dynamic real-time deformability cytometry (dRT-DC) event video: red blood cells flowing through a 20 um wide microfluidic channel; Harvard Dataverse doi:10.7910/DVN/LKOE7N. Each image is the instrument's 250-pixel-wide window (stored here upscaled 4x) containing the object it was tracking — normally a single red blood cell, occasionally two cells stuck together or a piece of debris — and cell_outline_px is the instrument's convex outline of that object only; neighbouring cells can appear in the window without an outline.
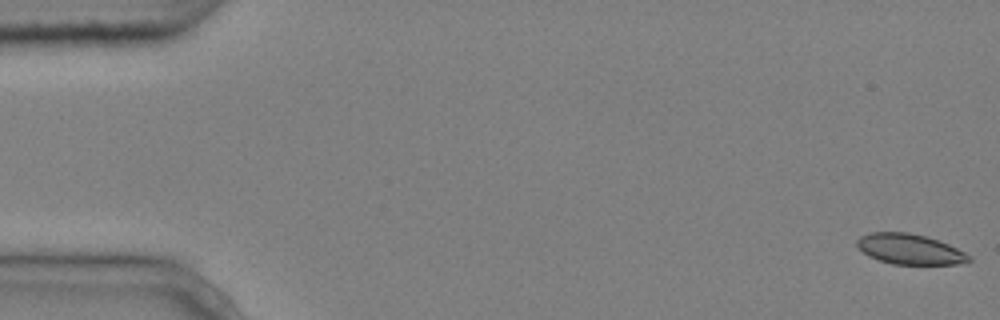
{"species": "common noctule bat (a hibernating species)", "species_latin": "Nyctalus noctula", "temperature_condition": "cold", "stored_images_in_passage": 9, "camera_frame_rate_fps": 3000, "um_per_image_px": 0.085, "animal": {"sex": "male", "body_mass_g": 20.4}, "frame": {"image": 1, "passage_image": 1, "time_ms": 0.0, "image_size_px": [1000, 320], "cell_outline_px": [[972, 260], [956, 264], [892, 264], [868, 256], [856, 244], [856, 240], [860, 236], [868, 232], [908, 232], [924, 236], [948, 244], [972, 256]], "centroid_in_image_um": [77.31, 21.17], "position_along_channel_um": 7.7, "area_um2": 19.65}}
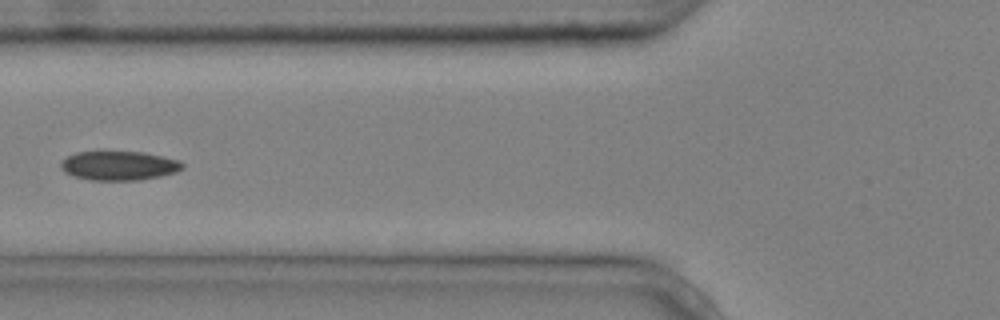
{"frame": {"image": 2, "passage_image": 6, "time_ms": 1.667, "image_size_px": [1000, 320], "cell_outline_px": [[184, 168], [176, 172], [160, 176], [140, 180], [92, 180], [76, 176], [64, 172], [60, 168], [60, 164], [68, 156], [76, 152], [108, 148], [144, 152], [180, 160], [184, 164]], "centroid_in_image_um": [10.11, 14.02], "position_along_channel_um": 115.7, "area_um2": 21.56}}
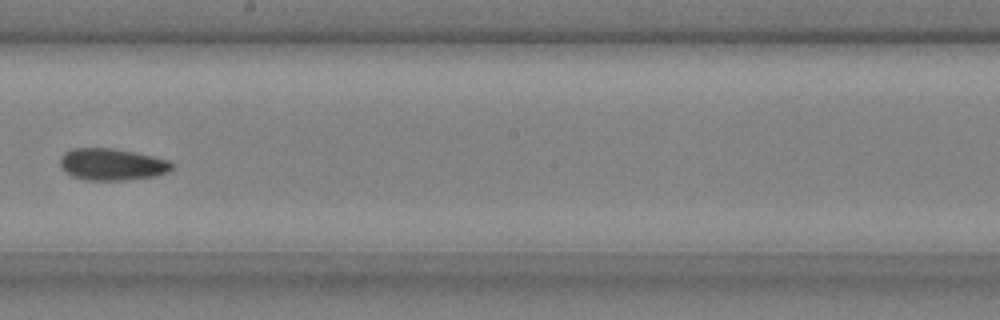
{"frame": {"image": 3, "passage_image": 9, "time_ms": 2.667, "image_size_px": [1000, 320], "cell_outline_px": [[176, 168], [168, 172], [156, 176], [124, 180], [84, 180], [72, 176], [64, 172], [60, 168], [60, 156], [64, 152], [72, 148], [112, 148], [172, 160], [176, 164]], "centroid_in_image_um": [9.54, 13.98], "position_along_channel_um": 238.7, "area_um2": 21.15}}